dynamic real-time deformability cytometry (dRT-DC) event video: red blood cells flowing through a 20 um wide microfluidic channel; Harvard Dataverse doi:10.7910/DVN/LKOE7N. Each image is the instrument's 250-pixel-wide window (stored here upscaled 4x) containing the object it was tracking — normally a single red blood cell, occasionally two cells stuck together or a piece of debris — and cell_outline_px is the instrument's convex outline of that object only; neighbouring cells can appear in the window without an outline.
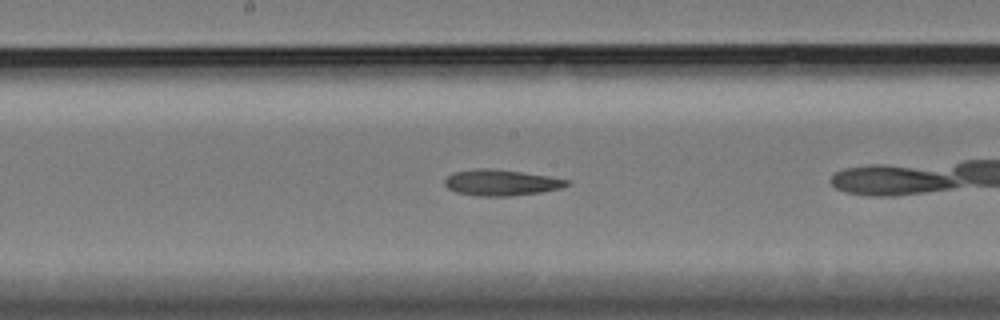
{"species": "Egyptian fruit bat (a non-hibernating species)", "species_latin": "Rousettus aegyptiacus", "temperature_condition": "cold", "stored_images_in_passage": 22, "camera_frame_rate_fps": 3000, "um_per_image_px": 0.085, "animal": {"sex": "female"}, "frame": {"image": 1, "passage_image": 13, "time_ms": 4.0, "image_size_px": [1000, 320], "cell_outline_px": [[568, 184], [560, 188], [540, 192], [512, 196], [480, 196], [456, 192], [448, 188], [444, 184], [444, 180], [448, 176], [456, 172], [476, 168], [492, 168], [548, 176], [568, 180]], "centroid_in_image_um": [42.56, 15.52], "position_along_channel_um": 205.6, "area_um2": 18.26}}
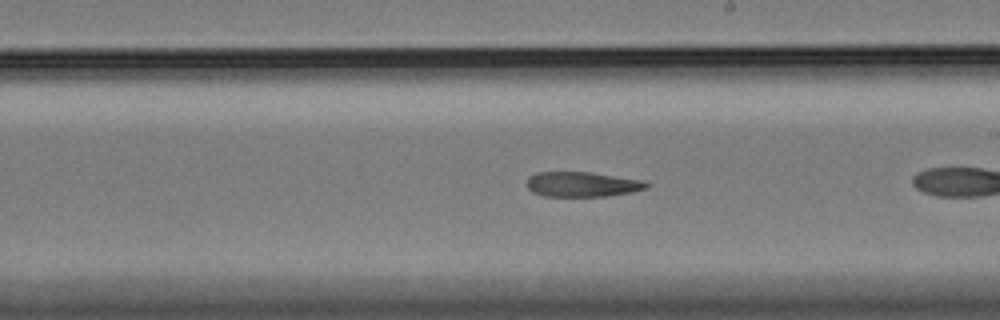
{"frame": {"image": 2, "passage_image": 16, "time_ms": 5.0, "image_size_px": [1000, 320], "cell_outline_px": [[648, 188], [632, 192], [608, 196], [544, 196], [532, 192], [528, 188], [528, 176], [536, 172], [588, 172], [644, 180], [648, 184]], "centroid_in_image_um": [49.49, 15.66], "position_along_channel_um": 239.5, "area_um2": 17.4}}